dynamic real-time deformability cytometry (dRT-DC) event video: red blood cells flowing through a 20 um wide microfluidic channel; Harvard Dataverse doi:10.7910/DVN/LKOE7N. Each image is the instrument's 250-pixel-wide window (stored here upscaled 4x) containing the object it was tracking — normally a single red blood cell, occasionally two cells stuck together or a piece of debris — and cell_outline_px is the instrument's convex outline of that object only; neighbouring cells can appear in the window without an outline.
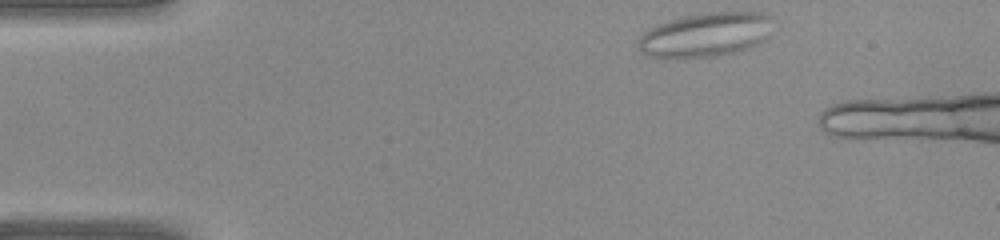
{"species": "common noctule bat (a hibernating species)", "species_latin": "Nyctalus noctula", "temperature_condition": "warm", "stored_images_in_passage": 7, "camera_frame_rate_fps": 3000, "um_per_image_px": 0.085, "animal": {"sex": "female", "body_mass_g": 22.0, "forearm_length_mm": 56.7}, "frame": {"image": 1, "passage_image": 1, "time_ms": 0.0, "image_size_px": [1000, 240], "cell_outline_px": [[772, 16], [768, 36], [764, 40], [748, 48], [720, 56], [648, 56], [636, 44], [640, 36], [648, 28], [684, 16], [700, 12], [760, 12]], "centroid_in_image_um": [60.0, 2.92], "position_along_channel_um": 25.0, "area_um2": 34.16}}